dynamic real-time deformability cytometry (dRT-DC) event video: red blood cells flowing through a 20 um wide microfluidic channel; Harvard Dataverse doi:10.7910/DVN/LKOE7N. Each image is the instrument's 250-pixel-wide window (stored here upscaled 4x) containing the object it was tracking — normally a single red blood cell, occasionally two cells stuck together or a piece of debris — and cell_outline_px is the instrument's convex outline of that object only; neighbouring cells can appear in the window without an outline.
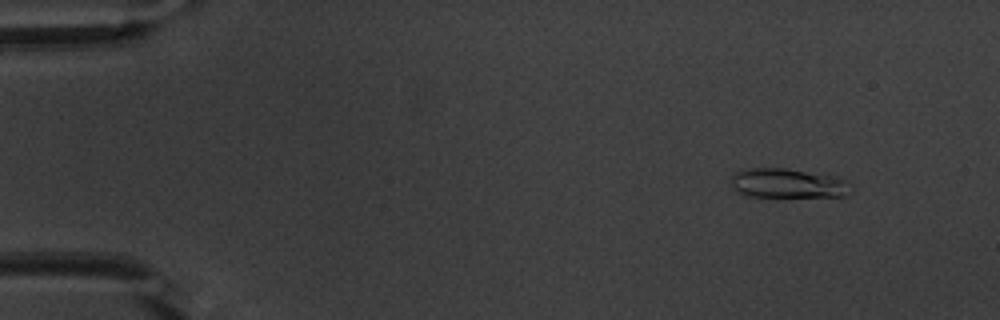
{"species": "common noctule bat (a hibernating species)", "species_latin": "Nyctalus noctula", "temperature_condition": "warm", "stored_images_in_passage": 53, "camera_frame_rate_fps": 3000, "um_per_image_px": 0.085, "animal": {"sex": "male", "body_mass_g": 20.1, "forearm_length_mm": 53.5}, "frame": {"image": 1, "passage_image": 6, "time_ms": 1.667, "image_size_px": [1000, 320], "cell_outline_px": [[852, 192], [844, 196], [744, 196], [732, 188], [732, 176], [736, 172], [744, 168], [784, 168], [836, 176], [848, 180]], "centroid_in_image_um": [66.97, 15.57], "position_along_channel_um": 18.0, "area_um2": 20.63}}
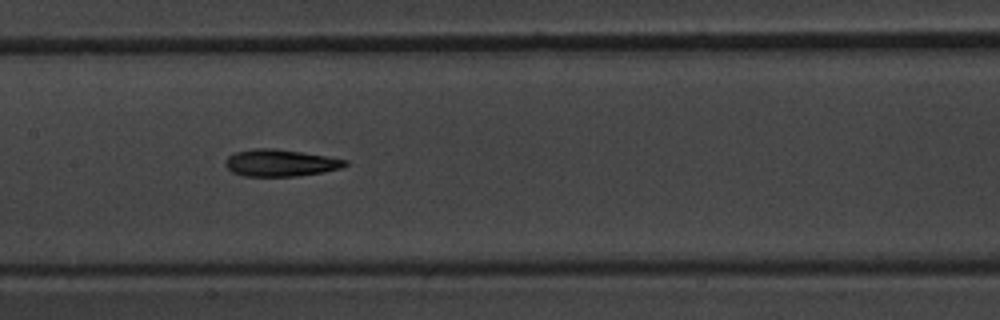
{"frame": {"image": 2, "passage_image": 27, "time_ms": 8.667, "image_size_px": [1000, 320], "cell_outline_px": [[348, 164], [340, 168], [324, 172], [296, 176], [244, 176], [232, 172], [224, 164], [224, 160], [228, 156], [236, 152], [252, 148], [276, 148], [348, 160]], "centroid_in_image_um": [23.79, 13.84], "position_along_channel_um": 183.6, "area_um2": 18.79}}
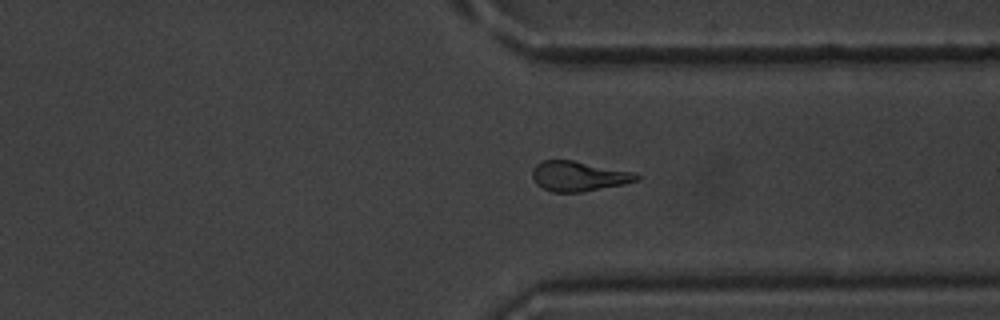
{"frame": {"image": 3, "passage_image": 41, "time_ms": 13.333, "image_size_px": [1000, 320], "cell_outline_px": [[640, 180], [624, 184], [580, 192], [552, 192], [540, 188], [536, 184], [532, 176], [532, 168], [536, 164], [544, 160], [572, 160], [632, 172], [640, 176]], "centroid_in_image_um": [49.14, 14.98], "position_along_channel_um": 362.3, "area_um2": 18.15}, "authors_computed_cell_mechanics": {"area_um2": 18.6694, "velocity_mm_per_s": 3.8441, "shape_relaxation_time_tau1_ms": 5.9523, "shape_relaxation_time_tau2_ms": 5.8737, "deformation_change_tau1": 0.1741, "deformation_change_tau2": 0.1784}}